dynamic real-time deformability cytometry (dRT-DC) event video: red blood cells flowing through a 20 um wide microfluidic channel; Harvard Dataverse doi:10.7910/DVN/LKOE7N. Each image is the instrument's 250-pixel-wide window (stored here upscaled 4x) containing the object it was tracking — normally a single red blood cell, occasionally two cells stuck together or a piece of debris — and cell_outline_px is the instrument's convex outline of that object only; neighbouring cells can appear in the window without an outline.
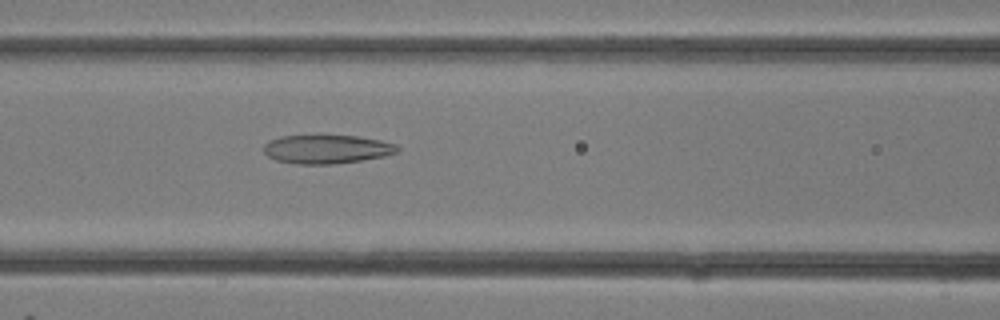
{"species": "common noctule bat (a hibernating species)", "species_latin": "Nyctalus noctula", "temperature_condition": "room temperature", "stored_images_in_passage": 7, "camera_frame_rate_fps": 3000, "um_per_image_px": 0.085, "animal": {"sex": "female"}, "frame": {"image": 1, "passage_image": 5, "time_ms": 1.333, "image_size_px": [1000, 320], "cell_outline_px": [[400, 152], [384, 156], [360, 160], [332, 164], [296, 164], [276, 160], [268, 156], [264, 152], [264, 144], [268, 140], [280, 136], [360, 136], [380, 140], [396, 144], [400, 148]], "centroid_in_image_um": [27.78, 12.68], "position_along_channel_um": 138.8, "area_um2": 22.37}}
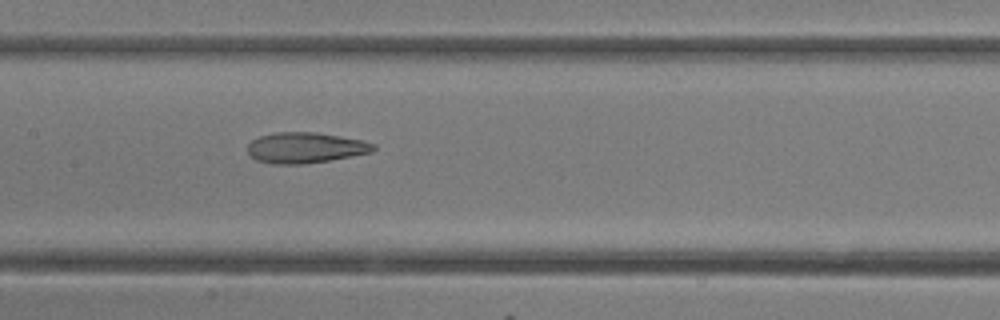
{"frame": {"image": 2, "passage_image": 7, "time_ms": 2.0, "image_size_px": [1000, 320], "cell_outline_px": [[376, 148], [372, 152], [352, 156], [304, 164], [272, 164], [256, 160], [248, 152], [248, 144], [252, 140], [260, 136], [276, 132], [316, 132], [364, 140], [376, 144]], "centroid_in_image_um": [25.98, 12.55], "position_along_channel_um": 181.4, "area_um2": 22.54}}